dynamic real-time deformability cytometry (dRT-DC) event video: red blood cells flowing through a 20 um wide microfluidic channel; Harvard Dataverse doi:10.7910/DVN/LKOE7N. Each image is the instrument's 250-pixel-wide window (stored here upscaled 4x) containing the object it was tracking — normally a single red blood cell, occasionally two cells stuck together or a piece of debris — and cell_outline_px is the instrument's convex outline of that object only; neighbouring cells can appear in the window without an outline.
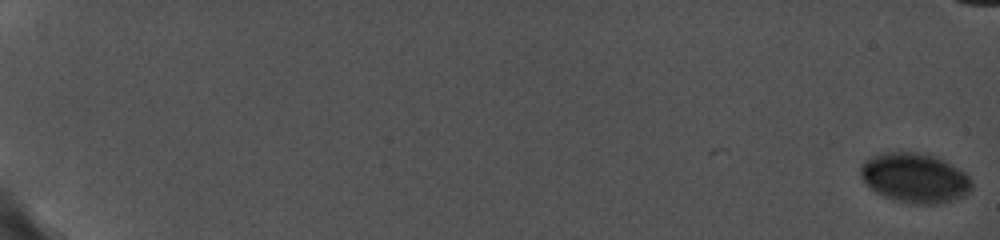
{"species": "common noctule bat (a hibernating species)", "species_latin": "Nyctalus noctula", "temperature_condition": "cold", "stored_images_in_passage": 16, "camera_frame_rate_fps": 5000, "um_per_image_px": 0.085, "animal": {"sex": "female", "body_mass_g": 19.0, "forearm_length_mm": 56.7}, "frame": {"image": 1, "passage_image": 1, "time_ms": 0.0, "image_size_px": [1000, 240], "cell_outline_px": [[972, 188], [964, 196], [956, 200], [940, 204], [908, 204], [892, 200], [876, 192], [864, 184], [860, 176], [860, 168], [864, 160], [872, 156], [888, 152], [916, 152], [936, 156], [944, 160], [964, 172], [972, 180]], "centroid_in_image_um": [77.75, 15.14], "position_along_channel_um": 7.3, "area_um2": 32.6}}